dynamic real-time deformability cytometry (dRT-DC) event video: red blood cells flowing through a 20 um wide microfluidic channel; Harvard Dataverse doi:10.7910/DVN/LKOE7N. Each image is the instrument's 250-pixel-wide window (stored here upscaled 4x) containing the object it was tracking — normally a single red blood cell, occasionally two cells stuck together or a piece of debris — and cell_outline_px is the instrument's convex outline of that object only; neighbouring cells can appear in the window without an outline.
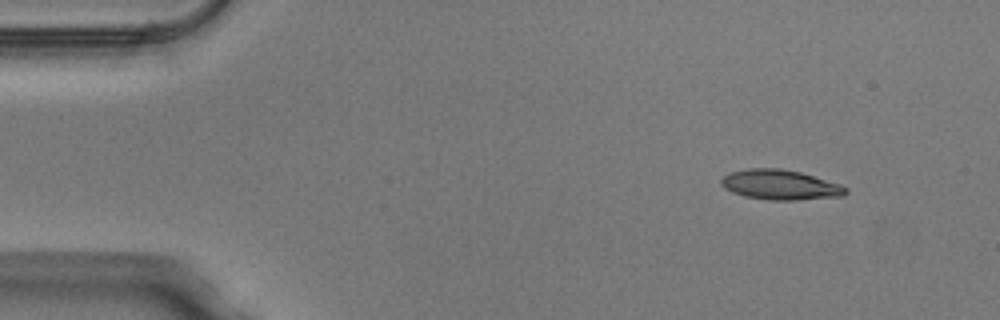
{"species": "Egyptian fruit bat (a non-hibernating species)", "species_latin": "Rousettus aegyptiacus", "temperature_condition": "warm", "stored_images_in_passage": 45, "camera_frame_rate_fps": 3000, "um_per_image_px": 0.085, "animal": {"sex": "male"}, "frame": {"image": 1, "passage_image": 1, "time_ms": 0.0, "image_size_px": [1000, 320], "cell_outline_px": [[848, 192], [844, 196], [796, 200], [768, 200], [744, 196], [732, 192], [724, 188], [720, 184], [720, 180], [724, 176], [732, 172], [748, 168], [780, 168], [800, 172], [840, 184], [848, 188]], "centroid_in_image_um": [66.32, 15.71], "position_along_channel_um": 18.7, "area_um2": 21.79}}
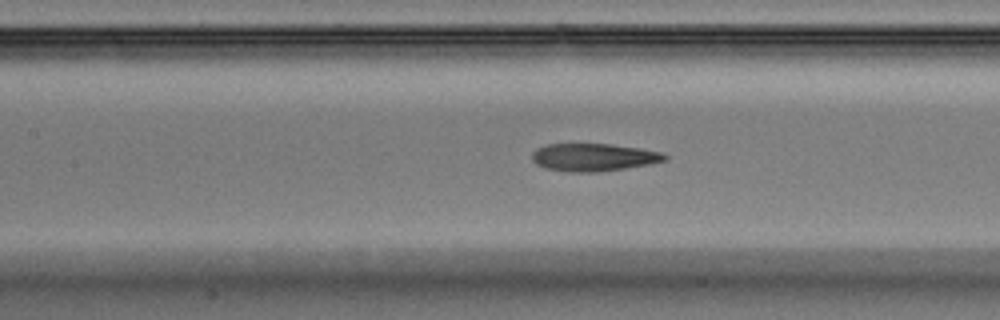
{"frame": {"image": 2, "passage_image": 18, "time_ms": 5.667, "image_size_px": [1000, 320], "cell_outline_px": [[668, 160], [648, 164], [624, 168], [596, 172], [568, 172], [544, 168], [536, 164], [532, 160], [532, 152], [536, 148], [548, 144], [612, 144], [640, 148], [660, 152], [668, 156]], "centroid_in_image_um": [50.43, 13.37], "position_along_channel_um": 157.0, "area_um2": 21.44}}
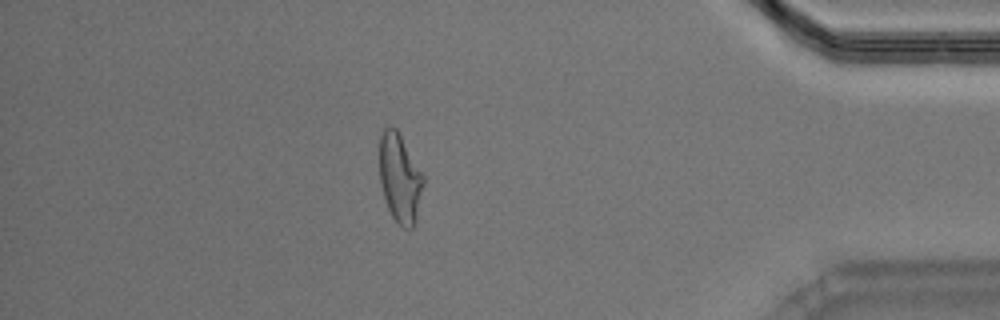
{"frame": {"image": 3, "passage_image": 39, "time_ms": 12.667, "image_size_px": [1000, 320], "cell_outline_px": [[424, 184], [416, 224], [412, 228], [404, 228], [392, 216], [388, 208], [380, 184], [380, 136], [384, 128], [396, 128], [400, 132], [424, 176]], "centroid_in_image_um": [34.01, 15.15], "position_along_channel_um": 401.2, "area_um2": 22.83}, "authors_computed_cell_mechanics": {"area_um2": 21.9062, "velocity_mm_per_s": 4.052, "shape_relaxation_time_tau1_ms": null, "shape_relaxation_time_tau2_ms": 2.5687, "deformation_change_tau1": null, "deformation_change_tau2": 0.1199}}